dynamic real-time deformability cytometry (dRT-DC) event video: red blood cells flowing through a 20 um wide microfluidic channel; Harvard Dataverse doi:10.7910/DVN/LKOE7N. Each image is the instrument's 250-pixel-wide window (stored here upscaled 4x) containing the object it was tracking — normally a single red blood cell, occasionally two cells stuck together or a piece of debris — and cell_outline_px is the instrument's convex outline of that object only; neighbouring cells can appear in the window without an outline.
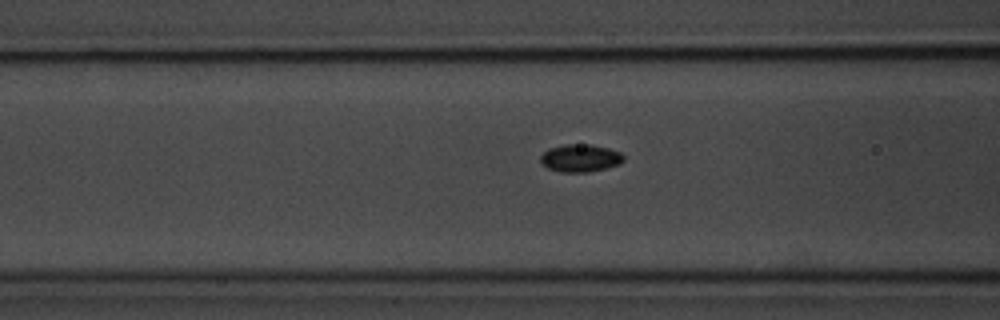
{"species": "common noctule bat (a hibernating species)", "species_latin": "Nyctalus noctula", "temperature_condition": "room temperature", "stored_images_in_passage": 36, "camera_frame_rate_fps": 3000, "um_per_image_px": 0.085, "animal": {"sex": "male", "body_mass_g": 20.1, "forearm_length_mm": 53.5}, "frame": {"image": 1, "passage_image": 12, "time_ms": 3.667, "image_size_px": [1000, 320], "cell_outline_px": [[624, 160], [620, 164], [588, 172], [560, 172], [548, 168], [540, 160], [540, 156], [548, 148], [568, 144], [588, 144], [608, 148], [620, 152], [624, 156]], "centroid_in_image_um": [49.33, 13.43], "position_along_channel_um": 117.3, "area_um2": 13.29}}
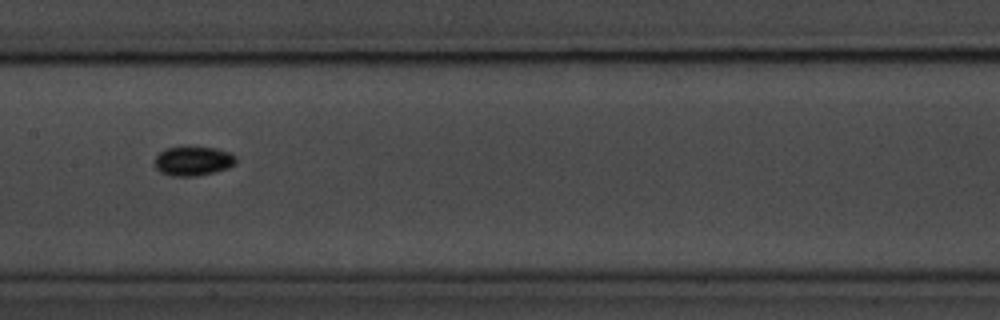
{"frame": {"image": 2, "passage_image": 18, "time_ms": 5.667, "image_size_px": [1000, 320], "cell_outline_px": [[236, 164], [228, 168], [196, 176], [172, 176], [160, 172], [156, 168], [156, 156], [164, 148], [216, 148], [228, 152], [236, 156]], "centroid_in_image_um": [16.43, 13.7], "position_along_channel_um": 191.0, "area_um2": 13.58}}
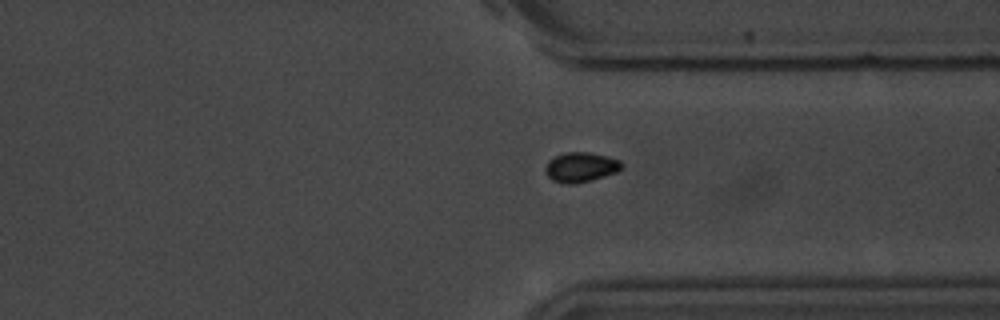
{"frame": {"image": 3, "passage_image": 32, "time_ms": 10.333, "image_size_px": [1000, 320], "cell_outline_px": [[624, 164], [616, 172], [592, 180], [572, 184], [564, 184], [552, 180], [544, 172], [544, 168], [548, 160], [564, 152], [588, 152], [608, 156], [620, 160]], "centroid_in_image_um": [49.34, 14.2], "position_along_channel_um": 362.1, "area_um2": 13.35}}